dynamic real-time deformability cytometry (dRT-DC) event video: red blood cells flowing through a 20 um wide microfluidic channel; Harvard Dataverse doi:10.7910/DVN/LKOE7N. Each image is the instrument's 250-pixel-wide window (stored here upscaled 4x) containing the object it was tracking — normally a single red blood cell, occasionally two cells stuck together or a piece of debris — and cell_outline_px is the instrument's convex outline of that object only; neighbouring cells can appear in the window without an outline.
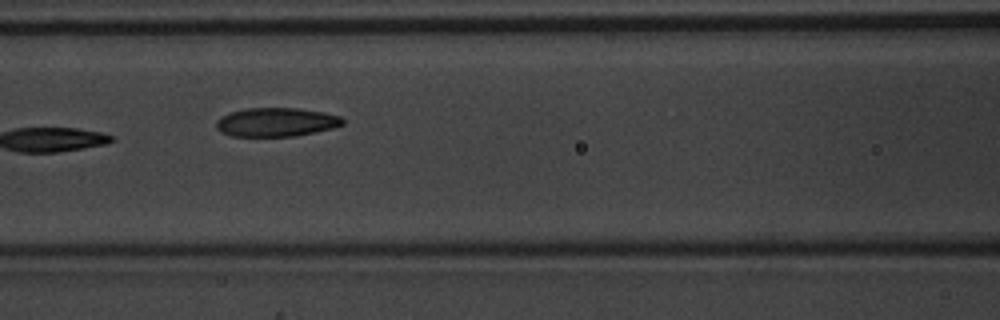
{"species": "common noctule bat (a hibernating species)", "species_latin": "Nyctalus noctula", "temperature_condition": "warm", "stored_images_in_passage": 10, "camera_frame_rate_fps": 3000, "um_per_image_px": 0.085, "animal": {"sex": "male", "body_mass_g": 20.1, "forearm_length_mm": 53.5}, "frame": {"image": 1, "passage_image": 7, "time_ms": 2.0, "image_size_px": [1000, 320], "cell_outline_px": [[344, 124], [332, 128], [296, 136], [232, 136], [220, 132], [216, 128], [216, 120], [220, 116], [228, 112], [248, 108], [296, 108], [320, 112], [340, 116], [344, 120]], "centroid_in_image_um": [23.42, 10.38], "position_along_channel_um": 143.2, "area_um2": 21.21}}